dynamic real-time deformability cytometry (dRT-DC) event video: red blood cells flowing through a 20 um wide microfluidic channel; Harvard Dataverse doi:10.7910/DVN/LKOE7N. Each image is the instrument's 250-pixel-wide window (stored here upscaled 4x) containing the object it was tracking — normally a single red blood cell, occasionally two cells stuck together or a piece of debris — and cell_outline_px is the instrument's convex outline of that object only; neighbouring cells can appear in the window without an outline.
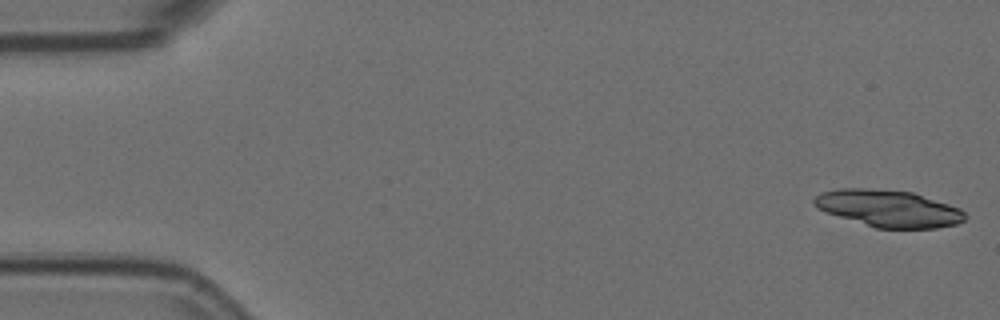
{"species": "Egyptian fruit bat (a non-hibernating species)", "species_latin": "Rousettus aegyptiacus", "temperature_condition": "room temperature", "stored_images_in_passage": 42, "camera_frame_rate_fps": 3000, "um_per_image_px": 0.085, "animal": {"sex": "female"}, "frame": {"image": 1, "passage_image": 1, "time_ms": 0.0, "image_size_px": [1000, 320], "cell_outline_px": [[968, 216], [964, 220], [956, 224], [936, 228], [876, 228], [824, 212], [816, 208], [812, 204], [812, 200], [820, 192], [836, 188], [864, 188], [912, 192], [960, 208]], "centroid_in_image_um": [75.47, 17.71], "position_along_channel_um": 9.5, "area_um2": 32.54}}
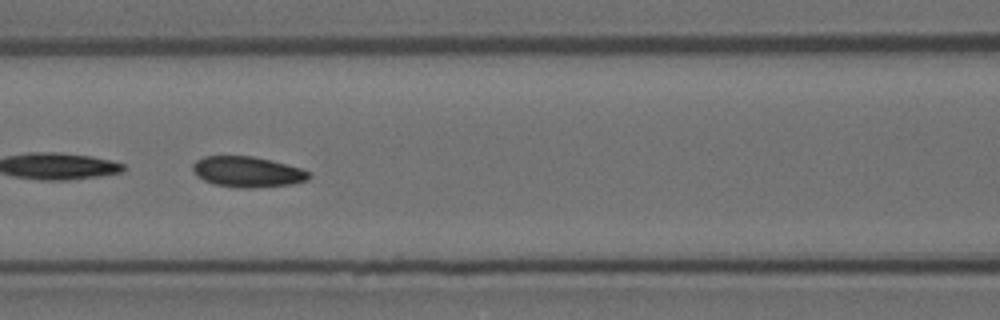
{"frame": {"image": 2, "passage_image": 24, "time_ms": 7.667, "image_size_px": [1000, 320], "cell_outline_px": [[312, 176], [308, 180], [292, 184], [252, 188], [240, 188], [216, 184], [204, 180], [192, 168], [192, 164], [196, 160], [204, 156], [252, 156], [272, 160], [300, 168], [308, 172]], "centroid_in_image_um": [21.06, 14.6], "position_along_channel_um": 145.5, "area_um2": 20.58}}
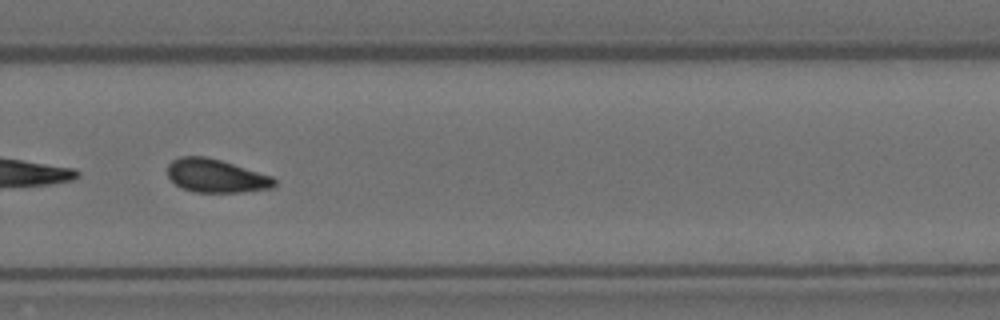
{"frame": {"image": 3, "passage_image": 38, "time_ms": 12.333, "image_size_px": [1000, 320], "cell_outline_px": [[276, 184], [272, 188], [244, 192], [192, 192], [180, 188], [168, 176], [168, 164], [172, 160], [180, 156], [204, 156], [220, 160], [272, 176], [276, 180]], "centroid_in_image_um": [18.35, 14.95], "position_along_channel_um": 311.5, "area_um2": 20.81}}